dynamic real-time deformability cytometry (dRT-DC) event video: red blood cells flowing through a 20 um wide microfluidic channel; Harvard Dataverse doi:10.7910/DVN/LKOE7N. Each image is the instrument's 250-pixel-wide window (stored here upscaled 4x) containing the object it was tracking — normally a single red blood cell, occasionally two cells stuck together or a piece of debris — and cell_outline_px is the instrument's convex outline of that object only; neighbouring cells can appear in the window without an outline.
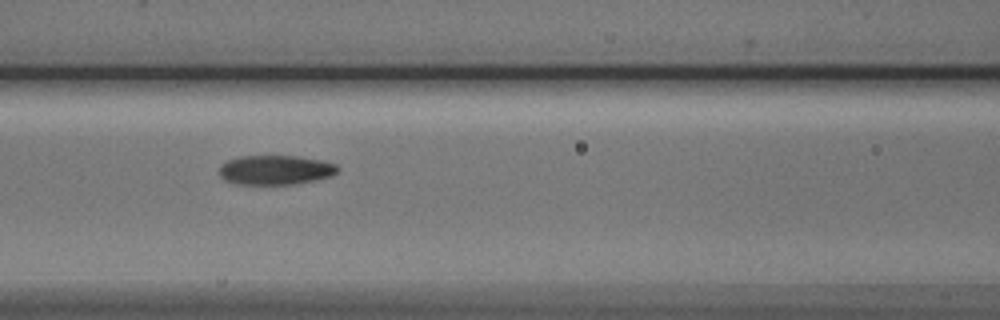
{"species": "Egyptian fruit bat (a non-hibernating species)", "species_latin": "Rousettus aegyptiacus", "temperature_condition": "cold", "stored_images_in_passage": 6, "camera_frame_rate_fps": 3000, "um_per_image_px": 0.085, "animal": {"sex": "male"}, "frame": {"image": 1, "passage_image": 4, "time_ms": 4.333, "image_size_px": [1000, 320], "cell_outline_px": [[340, 168], [332, 176], [316, 180], [292, 184], [232, 184], [224, 180], [220, 176], [220, 164], [228, 160], [240, 156], [300, 156], [320, 160], [336, 164]], "centroid_in_image_um": [23.4, 14.45], "position_along_channel_um": 143.2, "area_um2": 20.46}}
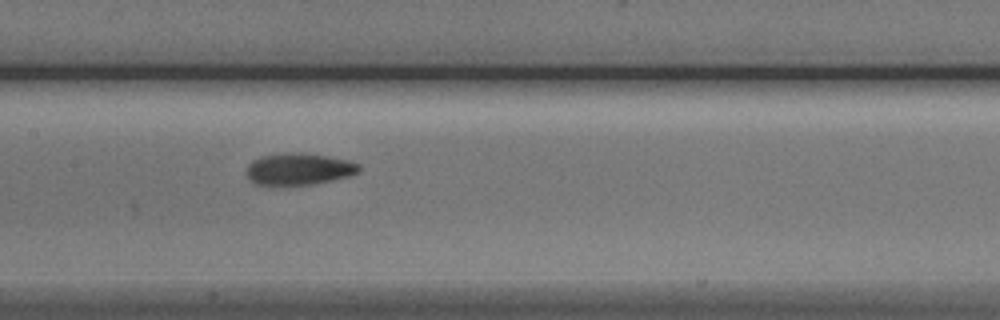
{"frame": {"image": 2, "passage_image": 5, "time_ms": 5.333, "image_size_px": [1000, 320], "cell_outline_px": [[360, 172], [348, 176], [332, 180], [312, 184], [252, 184], [248, 180], [244, 172], [248, 164], [252, 160], [264, 156], [328, 156], [348, 160], [360, 164]], "centroid_in_image_um": [25.39, 14.43], "position_along_channel_um": 182.0, "area_um2": 19.83}}
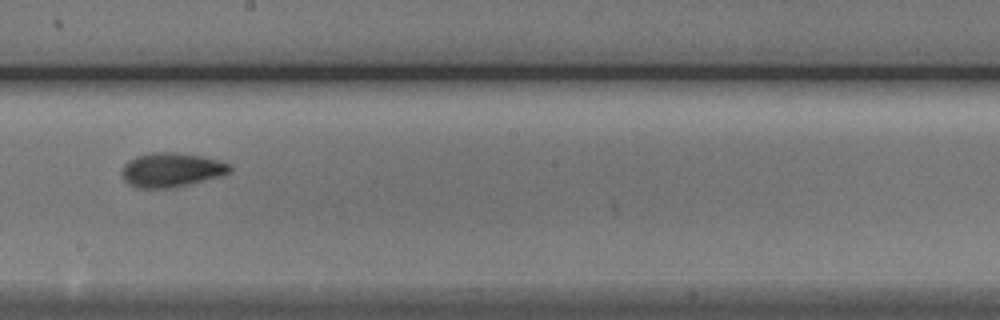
{"frame": {"image": 3, "passage_image": 6, "time_ms": 6.667, "image_size_px": [1000, 320], "cell_outline_px": [[232, 168], [228, 172], [220, 176], [172, 188], [136, 188], [128, 184], [124, 180], [120, 172], [124, 164], [128, 160], [136, 156], [152, 152], [176, 152], [200, 156], [232, 164]], "centroid_in_image_um": [14.51, 14.44], "position_along_channel_um": 233.7, "area_um2": 21.56}}